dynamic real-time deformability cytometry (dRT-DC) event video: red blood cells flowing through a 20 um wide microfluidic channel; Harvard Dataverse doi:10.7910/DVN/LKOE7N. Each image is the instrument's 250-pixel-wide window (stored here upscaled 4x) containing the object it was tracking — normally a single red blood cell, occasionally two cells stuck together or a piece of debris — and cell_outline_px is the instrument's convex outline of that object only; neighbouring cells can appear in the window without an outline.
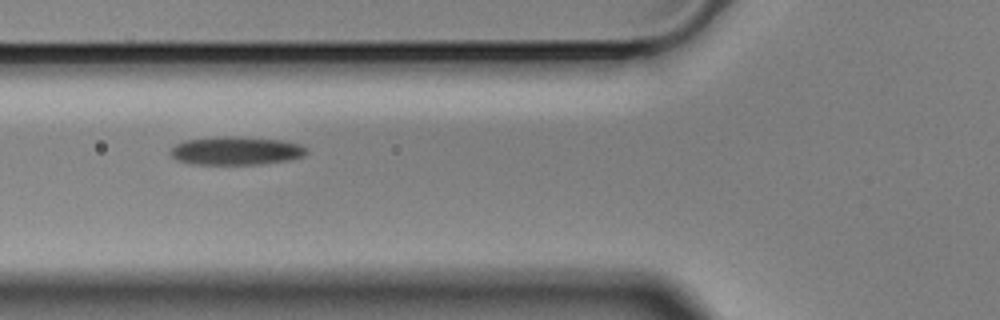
{"species": "Egyptian fruit bat (a non-hibernating species)", "species_latin": "Rousettus aegyptiacus", "temperature_condition": "cold", "stored_images_in_passage": 13, "camera_frame_rate_fps": 3000, "um_per_image_px": 0.085, "animal": {"sex": "male"}, "frame": {"image": 1, "passage_image": 4, "time_ms": 1.0, "image_size_px": [1000, 320], "cell_outline_px": [[308, 152], [304, 156], [288, 160], [260, 164], [192, 164], [180, 160], [172, 156], [172, 148], [176, 144], [184, 140], [224, 136], [232, 136], [280, 140], [300, 144], [308, 148]], "centroid_in_image_um": [20.11, 12.81], "position_along_channel_um": 105.7, "area_um2": 22.25}}
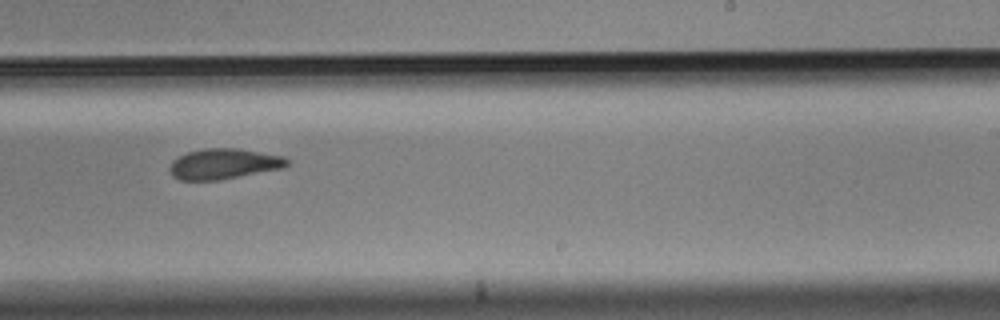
{"frame": {"image": 2, "passage_image": 8, "time_ms": 2.333, "image_size_px": [1000, 320], "cell_outline_px": [[288, 164], [284, 168], [220, 180], [180, 180], [172, 176], [168, 168], [172, 160], [188, 152], [204, 148], [236, 148], [284, 156], [288, 160]], "centroid_in_image_um": [19.01, 13.93], "position_along_channel_um": 270.0, "area_um2": 20.92}}
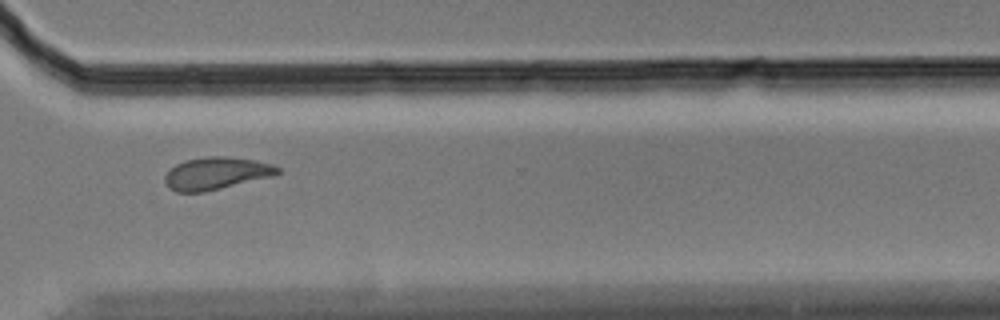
{"frame": {"image": 3, "passage_image": 10, "time_ms": 3.0, "image_size_px": [1000, 320], "cell_outline_px": [[280, 172], [276, 176], [204, 192], [176, 192], [168, 188], [164, 180], [164, 176], [176, 164], [188, 160], [208, 156], [224, 156], [256, 160], [272, 164], [280, 168]], "centroid_in_image_um": [18.42, 14.74], "position_along_channel_um": 352.2, "area_um2": 21.39}}